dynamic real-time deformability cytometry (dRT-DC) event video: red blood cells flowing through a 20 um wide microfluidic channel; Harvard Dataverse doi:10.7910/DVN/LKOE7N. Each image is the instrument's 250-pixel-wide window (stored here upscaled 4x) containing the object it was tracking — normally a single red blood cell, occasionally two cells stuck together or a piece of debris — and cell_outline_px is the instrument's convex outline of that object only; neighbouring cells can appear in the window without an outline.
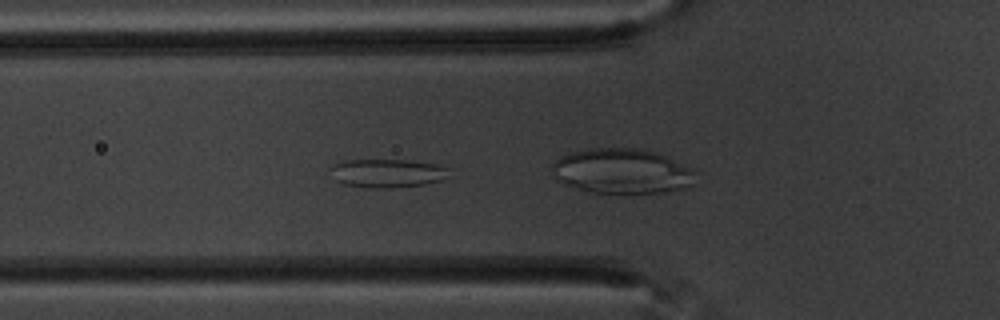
{"species": "common noctule bat (a hibernating species)", "species_latin": "Nyctalus noctula", "temperature_condition": "warm", "stored_images_in_passage": 56, "camera_frame_rate_fps": 3000, "um_per_image_px": 0.085, "animal": {"sex": "male", "body_mass_g": 20.1, "forearm_length_mm": 53.5}, "frame": {"image": 1, "passage_image": 19, "time_ms": 6.0, "image_size_px": [1000, 320], "cell_outline_px": [[452, 176], [440, 180], [424, 184], [392, 188], [368, 188], [344, 184], [336, 180], [328, 168], [344, 160], [404, 160], [440, 164], [448, 168]], "centroid_in_image_um": [32.96, 14.72], "position_along_channel_um": 92.8, "area_um2": 19.88}}
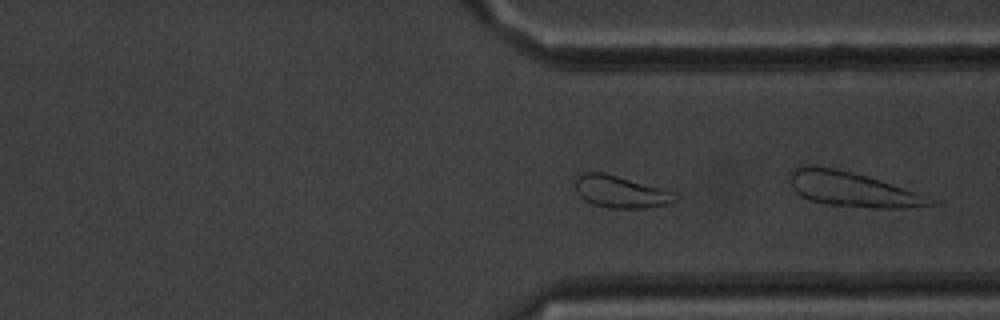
{"frame": {"image": 2, "passage_image": 42, "time_ms": 13.667, "image_size_px": [1000, 320], "cell_outline_px": [[680, 196], [676, 200], [668, 204], [644, 208], [608, 208], [592, 204], [584, 200], [576, 192], [576, 172], [604, 172], [680, 192]], "centroid_in_image_um": [52.8, 16.28], "position_along_channel_um": 358.6, "area_um2": 19.31}}
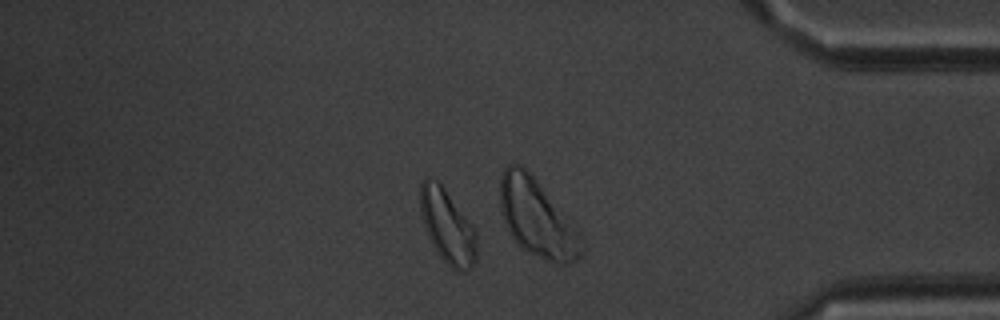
{"frame": {"image": 3, "passage_image": 48, "time_ms": 15.667, "image_size_px": [1000, 320], "cell_outline_px": [[476, 260], [472, 268], [464, 272], [460, 272], [452, 268], [440, 256], [432, 244], [428, 236], [420, 212], [420, 184], [424, 176], [436, 180], [444, 188], [472, 224], [476, 232]], "centroid_in_image_um": [38.03, 19.24], "position_along_channel_um": 397.2, "area_um2": 24.22}, "authors_computed_cell_mechanics": {"area_um2": 23.4668, "velocity_mm_per_s": 3.4611, "shape_relaxation_time_tau1_ms": null, "shape_relaxation_time_tau2_ms": 2.2395, "deformation_change_tau1": null, "deformation_change_tau2": 0.058}}